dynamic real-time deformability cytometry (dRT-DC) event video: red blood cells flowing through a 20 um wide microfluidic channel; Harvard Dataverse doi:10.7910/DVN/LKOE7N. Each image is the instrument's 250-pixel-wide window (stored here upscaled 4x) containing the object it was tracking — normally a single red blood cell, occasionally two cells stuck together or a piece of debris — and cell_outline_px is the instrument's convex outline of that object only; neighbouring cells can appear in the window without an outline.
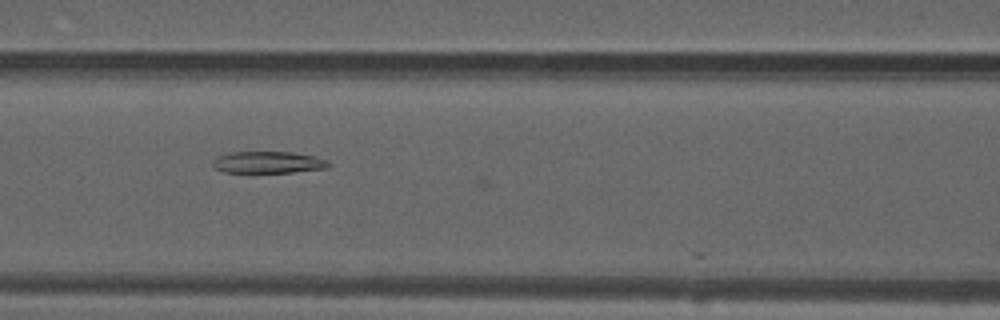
{"species": "common noctule bat (a hibernating species)", "species_latin": "Nyctalus noctula", "temperature_condition": "warm", "stored_images_in_passage": 16, "camera_frame_rate_fps": 3000, "um_per_image_px": 0.085, "animal": {"sex": "male", "forearm_length_mm": 52.5}, "frame": {"image": 1, "passage_image": 14, "time_ms": 4.333, "image_size_px": [1000, 320], "cell_outline_px": [[332, 164], [328, 168], [292, 172], [224, 172], [216, 168], [212, 164], [212, 160], [216, 156], [228, 152], [292, 152], [316, 156], [328, 160]], "centroid_in_image_um": [22.82, 13.79], "position_along_channel_um": 143.8, "area_um2": 14.85}}